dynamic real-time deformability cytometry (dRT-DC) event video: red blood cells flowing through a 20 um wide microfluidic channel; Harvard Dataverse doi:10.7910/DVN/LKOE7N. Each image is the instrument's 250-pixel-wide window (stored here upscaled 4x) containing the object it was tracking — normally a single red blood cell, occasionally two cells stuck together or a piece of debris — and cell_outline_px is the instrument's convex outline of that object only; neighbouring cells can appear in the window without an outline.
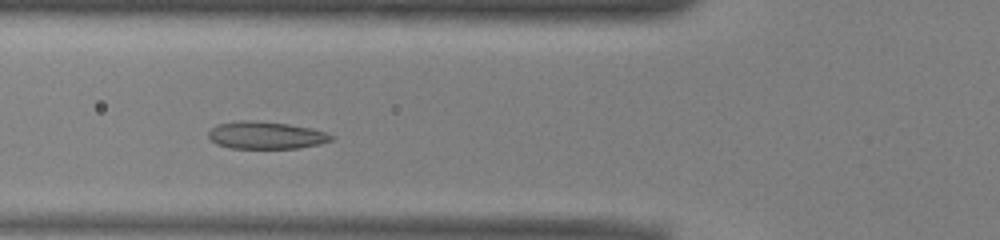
{"species": "common noctule bat (a hibernating species)", "species_latin": "Nyctalus noctula", "temperature_condition": "warm", "stored_images_in_passage": 42, "camera_frame_rate_fps": 3000, "um_per_image_px": 0.085, "animal": {"sex": "male", "body_mass_g": 13.0, "forearm_length_mm": 53.1}, "frame": {"image": 1, "passage_image": 9, "time_ms": 2.667, "image_size_px": [1000, 240], "cell_outline_px": [[336, 136], [332, 140], [320, 144], [296, 148], [232, 148], [216, 144], [208, 136], [208, 132], [216, 124], [240, 120], [256, 120], [288, 124], [312, 128]], "centroid_in_image_um": [22.6, 11.49], "position_along_channel_um": 103.2, "area_um2": 19.65}}
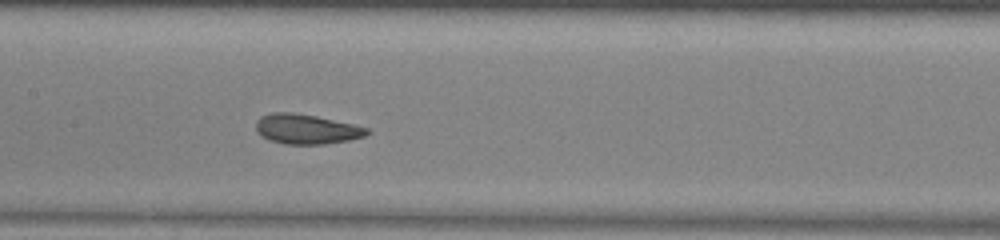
{"frame": {"image": 2, "passage_image": 15, "time_ms": 4.667, "image_size_px": [1000, 240], "cell_outline_px": [[372, 132], [364, 136], [348, 140], [324, 144], [284, 144], [268, 140], [260, 136], [256, 128], [256, 120], [260, 116], [272, 112], [292, 112], [316, 116], [352, 124], [368, 128]], "centroid_in_image_um": [26.01, 10.97], "position_along_channel_um": 181.4, "area_um2": 19.36}}
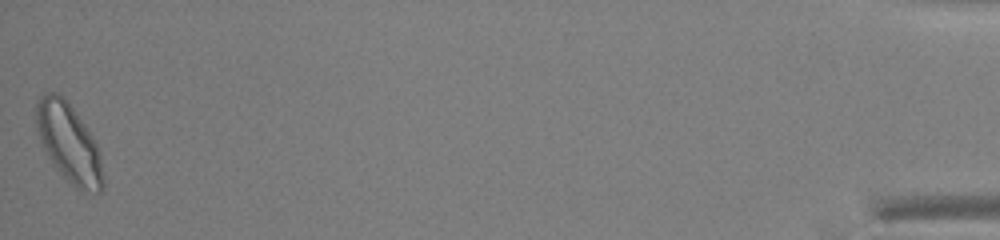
{"frame": {"image": 3, "passage_image": 42, "time_ms": 13.667, "image_size_px": [1000, 240], "cell_outline_px": [[104, 188], [100, 192], [96, 192], [76, 188], [52, 164], [40, 140], [36, 124], [36, 104], [40, 96], [44, 92], [56, 92], [64, 96], [92, 136], [96, 144], [100, 156], [104, 180]], "centroid_in_image_um": [5.84, 12.13], "position_along_channel_um": 429.4, "area_um2": 30.29}, "authors_computed_cell_mechanics": {"area_um2": 20.0566, "velocity_mm_per_s": 3.9104, "shape_relaxation_time_tau1_ms": 5.7541, "shape_relaxation_time_tau2_ms": 1.3515, "deformation_change_tau1": 0.1256, "deformation_change_tau2": 0.0532}}